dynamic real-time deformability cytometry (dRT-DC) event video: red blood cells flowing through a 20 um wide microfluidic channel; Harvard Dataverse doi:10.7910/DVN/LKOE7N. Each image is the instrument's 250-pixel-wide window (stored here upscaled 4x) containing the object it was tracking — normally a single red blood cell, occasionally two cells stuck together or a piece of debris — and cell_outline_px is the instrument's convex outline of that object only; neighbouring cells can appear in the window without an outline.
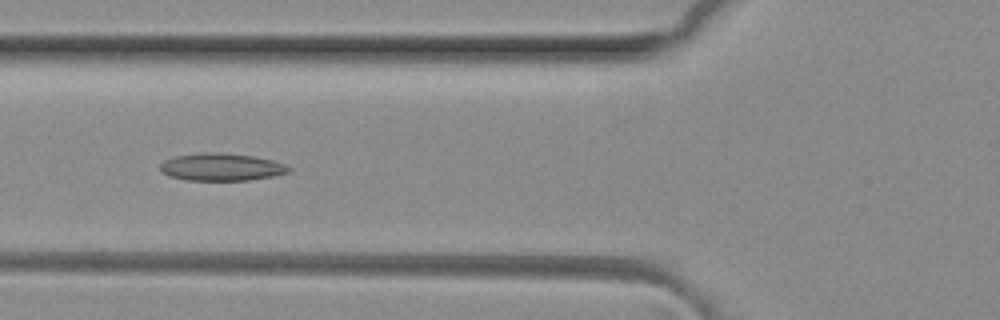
{"species": "common noctule bat (a hibernating species)", "species_latin": "Nyctalus noctula", "temperature_condition": "room temperature", "stored_images_in_passage": 5, "camera_frame_rate_fps": 3000, "um_per_image_px": 0.085, "animal": {"sex": "female", "body_mass_g": 29.2, "forearm_length_mm": 56.3}, "frame": {"image": 1, "passage_image": 4, "time_ms": 1.0, "image_size_px": [1000, 320], "cell_outline_px": [[292, 168], [288, 172], [272, 176], [248, 180], [184, 180], [168, 176], [160, 168], [160, 164], [164, 160], [176, 156], [208, 152], [220, 152], [252, 156], [272, 160], [284, 164]], "centroid_in_image_um": [18.8, 14.2], "position_along_channel_um": 107.0, "area_um2": 20.4}}
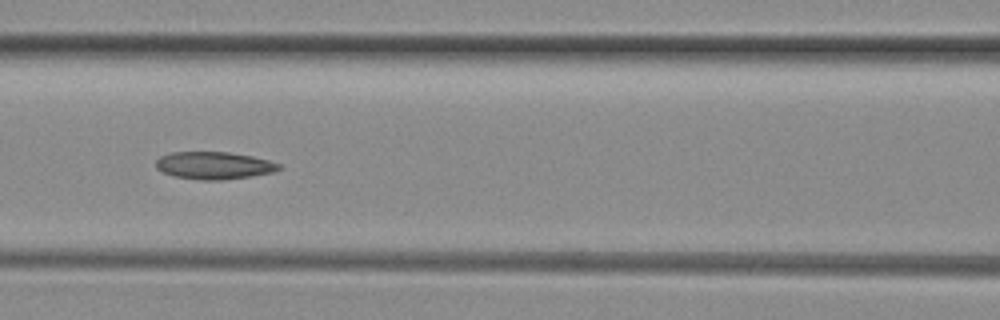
{"frame": {"image": 2, "passage_image": 5, "time_ms": 1.333, "image_size_px": [1000, 320], "cell_outline_px": [[280, 168], [272, 172], [224, 180], [200, 180], [172, 176], [156, 168], [156, 160], [160, 156], [172, 152], [228, 152], [252, 156], [268, 160], [280, 164]], "centroid_in_image_um": [18.15, 14.06], "position_along_channel_um": 148.5, "area_um2": 19.54}}